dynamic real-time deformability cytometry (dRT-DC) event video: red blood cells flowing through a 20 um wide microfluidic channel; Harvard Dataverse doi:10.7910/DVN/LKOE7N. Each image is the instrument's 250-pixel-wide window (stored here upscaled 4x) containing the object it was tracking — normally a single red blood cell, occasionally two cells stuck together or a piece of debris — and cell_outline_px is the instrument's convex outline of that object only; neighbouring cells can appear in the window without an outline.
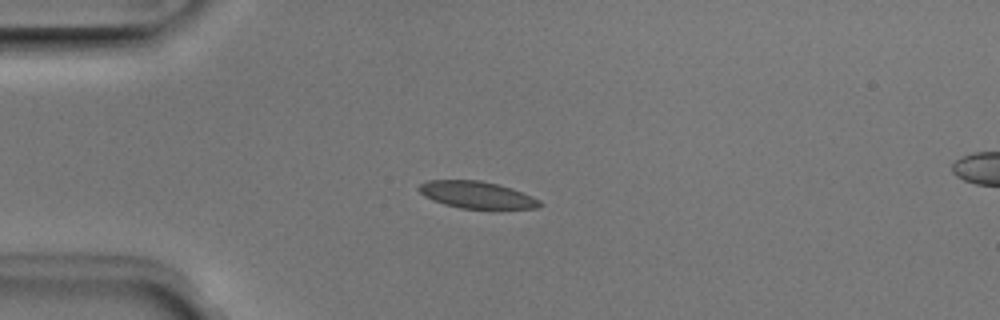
{"species": "Egyptian fruit bat (a non-hibernating species)", "species_latin": "Rousettus aegyptiacus", "temperature_condition": "room temperature", "stored_images_in_passage": 39, "camera_frame_rate_fps": 3000, "um_per_image_px": 0.085, "animal": {"sex": "male"}, "frame": {"image": 1, "passage_image": 1, "time_ms": 0.0, "image_size_px": [1000, 320], "cell_outline_px": [[544, 204], [540, 208], [460, 208], [444, 204], [432, 200], [424, 196], [416, 188], [420, 184], [428, 180], [480, 180], [500, 184], [512, 188], [532, 196], [540, 200]], "centroid_in_image_um": [40.53, 16.55], "position_along_channel_um": 44.5, "area_um2": 19.07}}
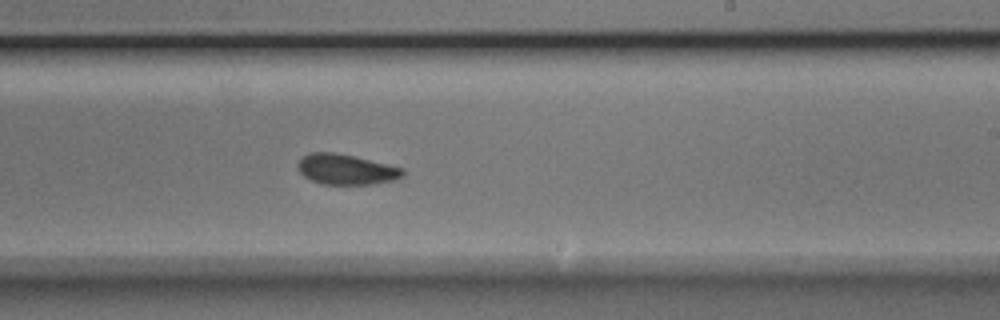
{"frame": {"image": 2, "passage_image": 19, "time_ms": 6.0, "image_size_px": [1000, 320], "cell_outline_px": [[404, 176], [392, 180], [368, 184], [320, 184], [304, 176], [296, 168], [296, 164], [308, 152], [336, 152], [356, 156], [404, 168]], "centroid_in_image_um": [29.4, 14.38], "position_along_channel_um": 259.6, "area_um2": 18.67}}
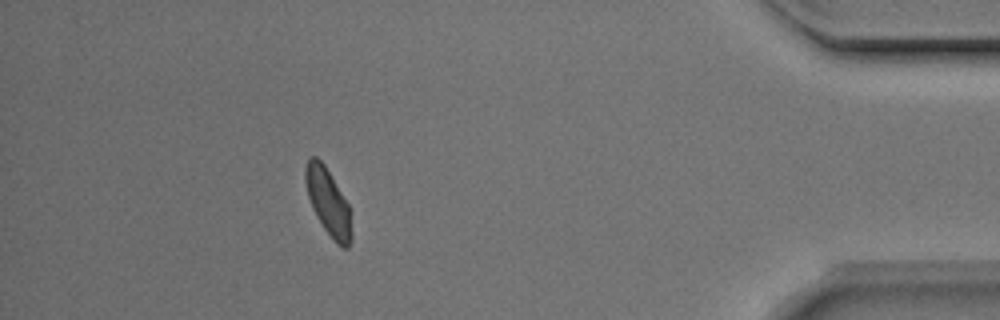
{"frame": {"image": 3, "passage_image": 34, "time_ms": 11.0, "image_size_px": [1000, 320], "cell_outline_px": [[352, 240], [348, 248], [344, 248], [336, 244], [324, 228], [316, 216], [312, 208], [308, 196], [304, 180], [304, 168], [308, 156], [316, 156], [324, 164], [348, 204], [352, 232]], "centroid_in_image_um": [27.87, 17.17], "position_along_channel_um": 407.3, "area_um2": 17.98}, "authors_computed_cell_mechanics": {"area_um2": 18.9584, "velocity_mm_per_s": 3.9459, "shape_relaxation_time_tau1_ms": 3.3616, "shape_relaxation_time_tau2_ms": 1.4605, "deformation_change_tau1": 0.0862, "deformation_change_tau2": 0.0601}}